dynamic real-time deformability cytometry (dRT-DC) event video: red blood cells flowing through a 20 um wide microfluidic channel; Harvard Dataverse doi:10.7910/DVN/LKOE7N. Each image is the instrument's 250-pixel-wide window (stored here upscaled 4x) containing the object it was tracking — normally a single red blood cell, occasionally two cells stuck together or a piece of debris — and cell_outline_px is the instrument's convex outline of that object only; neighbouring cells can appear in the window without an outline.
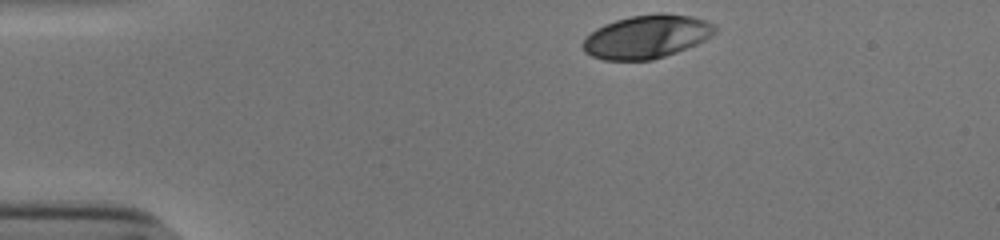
{"species": "human", "species_latin": "Homo sapiens", "temperature_condition": "cold", "stored_images_in_passage": 34, "camera_frame_rate_fps": 3000, "um_per_image_px": 0.085, "donor": {"sex": "male"}, "frame": {"image": 1, "passage_image": 1, "time_ms": 0.0, "image_size_px": [1000, 240], "cell_outline_px": [[716, 32], [712, 36], [696, 44], [676, 52], [652, 60], [604, 60], [592, 56], [584, 52], [580, 44], [596, 28], [604, 24], [616, 20], [632, 16], [660, 12], [664, 12], [692, 16], [716, 24]], "centroid_in_image_um": [54.97, 3.11], "position_along_channel_um": 30.0, "area_um2": 33.47}}
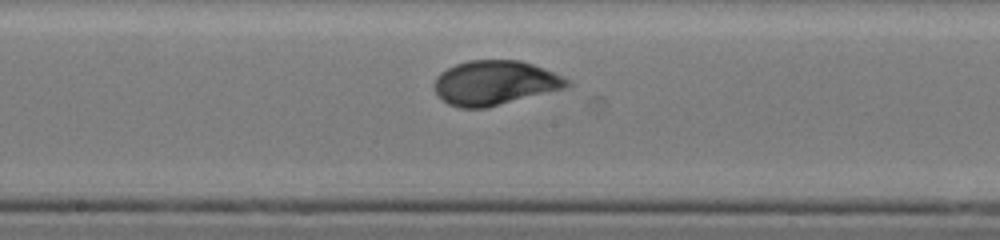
{"frame": {"image": 2, "passage_image": 20, "time_ms": 6.333, "image_size_px": [1000, 240], "cell_outline_px": [[572, 84], [564, 88], [488, 108], [460, 108], [448, 104], [440, 100], [432, 84], [436, 76], [440, 72], [456, 64], [468, 60], [520, 60], [532, 64], [572, 80]], "centroid_in_image_um": [42.02, 7.05], "position_along_channel_um": 206.2, "area_um2": 34.62}}
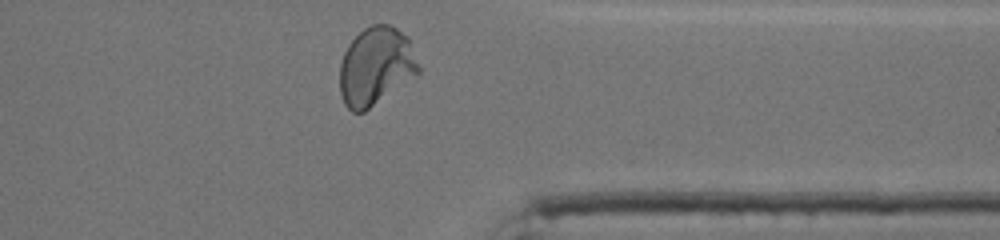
{"frame": {"image": 3, "passage_image": 34, "time_ms": 11.0, "image_size_px": [1000, 240], "cell_outline_px": [[420, 72], [364, 112], [352, 112], [344, 104], [340, 92], [340, 64], [344, 52], [348, 44], [364, 28], [372, 24], [388, 24], [396, 28], [408, 36], [420, 68]], "centroid_in_image_um": [31.93, 5.62], "position_along_channel_um": 379.5, "area_um2": 35.72}, "authors_computed_cell_mechanics": {"area_um2": 33.8997, "velocity_mm_per_s": 3.8267, "shape_relaxation_time_tau1_ms": 3.0661, "shape_relaxation_time_tau2_ms": null, "deformation_change_tau1": 0.1743, "deformation_change_tau2": null}}